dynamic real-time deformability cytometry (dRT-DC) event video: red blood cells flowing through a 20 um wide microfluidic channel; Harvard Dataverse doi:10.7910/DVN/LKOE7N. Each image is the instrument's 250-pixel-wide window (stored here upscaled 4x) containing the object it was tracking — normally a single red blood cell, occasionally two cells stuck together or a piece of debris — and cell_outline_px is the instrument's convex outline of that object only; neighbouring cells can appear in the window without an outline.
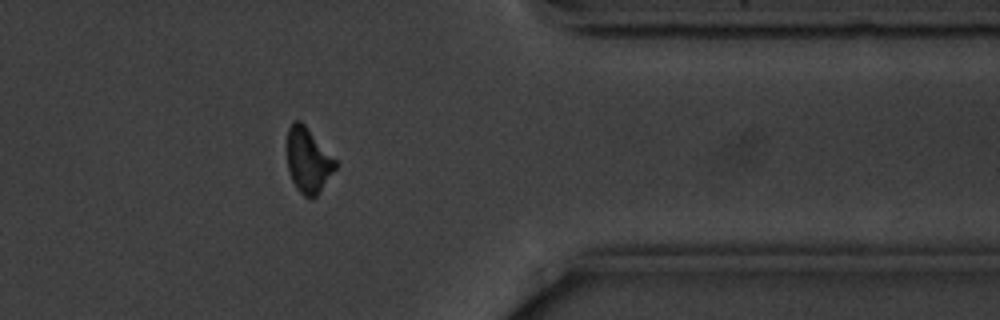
{"species": "common noctule bat (a hibernating species)", "species_latin": "Nyctalus noctula", "temperature_condition": "cold", "stored_images_in_passage": 13, "camera_frame_rate_fps": 3000, "um_per_image_px": 0.085, "animal": {"sex": "male", "body_mass_g": 20.1, "forearm_length_mm": 53.5}, "frame": {"image": 1, "passage_image": 13, "time_ms": 14.667, "image_size_px": [1000, 320], "cell_outline_px": [[336, 168], [316, 196], [312, 200], [304, 196], [296, 188], [288, 172], [288, 128], [292, 120], [300, 120], [304, 124], [336, 160]], "centroid_in_image_um": [26.18, 13.64], "position_along_channel_um": 385.2, "area_um2": 18.09}, "authors_computed_cell_mechanics": {"area_um2": 18.9584, "velocity_mm_per_s": 3.5443, "shape_relaxation_time_tau1_ms": 1.6506, "shape_relaxation_time_tau2_ms": null, "deformation_change_tau1": 0.0681, "deformation_change_tau2": null}}